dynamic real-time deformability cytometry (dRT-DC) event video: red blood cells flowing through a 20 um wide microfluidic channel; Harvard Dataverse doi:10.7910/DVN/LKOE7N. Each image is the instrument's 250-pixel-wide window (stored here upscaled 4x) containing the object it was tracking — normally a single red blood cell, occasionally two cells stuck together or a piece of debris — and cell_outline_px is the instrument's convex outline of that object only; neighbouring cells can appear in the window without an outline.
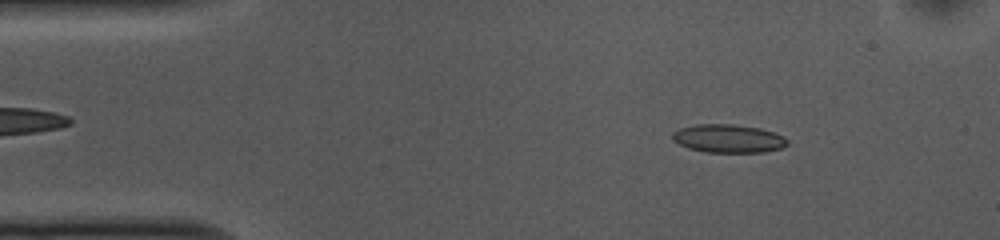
{"species": "common noctule bat (a hibernating species)", "species_latin": "Nyctalus noctula", "temperature_condition": "cold", "stored_images_in_passage": 51, "camera_frame_rate_fps": 3000, "um_per_image_px": 0.085, "animal": {"sex": "female", "body_mass_g": 10.0, "forearm_length_mm": 53.1}, "frame": {"image": 1, "passage_image": 6, "time_ms": 1.667, "image_size_px": [1000, 240], "cell_outline_px": [[788, 144], [780, 148], [764, 152], [704, 152], [688, 148], [672, 140], [672, 132], [680, 128], [696, 124], [732, 124], [760, 128], [784, 136], [788, 140]], "centroid_in_image_um": [61.89, 11.77], "position_along_channel_um": 23.1, "area_um2": 18.96}}
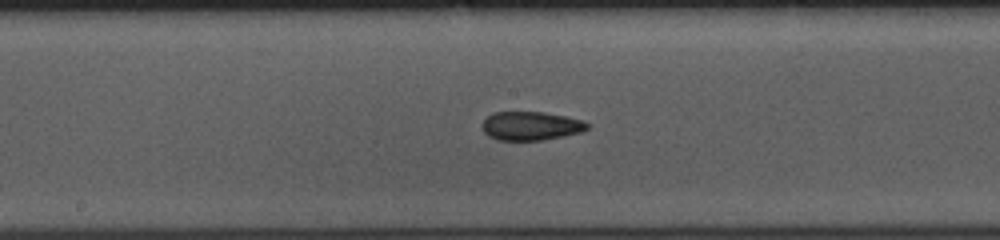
{"frame": {"image": 2, "passage_image": 25, "time_ms": 8.0, "image_size_px": [1000, 240], "cell_outline_px": [[588, 128], [580, 132], [540, 140], [496, 140], [488, 136], [484, 132], [484, 120], [492, 112], [544, 112], [584, 120], [588, 124]], "centroid_in_image_um": [45.11, 10.69], "position_along_channel_um": 203.1, "area_um2": 17.34}}
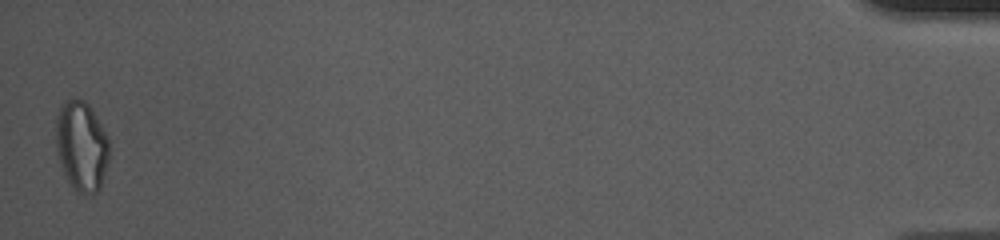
{"frame": {"image": 3, "passage_image": 51, "time_ms": 16.667, "image_size_px": [1000, 240], "cell_outline_px": [[108, 160], [100, 188], [96, 192], [84, 196], [76, 192], [68, 180], [60, 164], [56, 148], [56, 116], [60, 104], [76, 96], [84, 100], [88, 104], [100, 124], [108, 140]], "centroid_in_image_um": [6.9, 12.41], "position_along_channel_um": 428.3, "area_um2": 27.92}, "authors_computed_cell_mechanics": {"area_um2": 18.4382, "velocity_mm_per_s": 3.732, "shape_relaxation_time_tau1_ms": 3.8873, "shape_relaxation_time_tau2_ms": 2.2987, "deformation_change_tau1": 0.1156, "deformation_change_tau2": 0.0846}}